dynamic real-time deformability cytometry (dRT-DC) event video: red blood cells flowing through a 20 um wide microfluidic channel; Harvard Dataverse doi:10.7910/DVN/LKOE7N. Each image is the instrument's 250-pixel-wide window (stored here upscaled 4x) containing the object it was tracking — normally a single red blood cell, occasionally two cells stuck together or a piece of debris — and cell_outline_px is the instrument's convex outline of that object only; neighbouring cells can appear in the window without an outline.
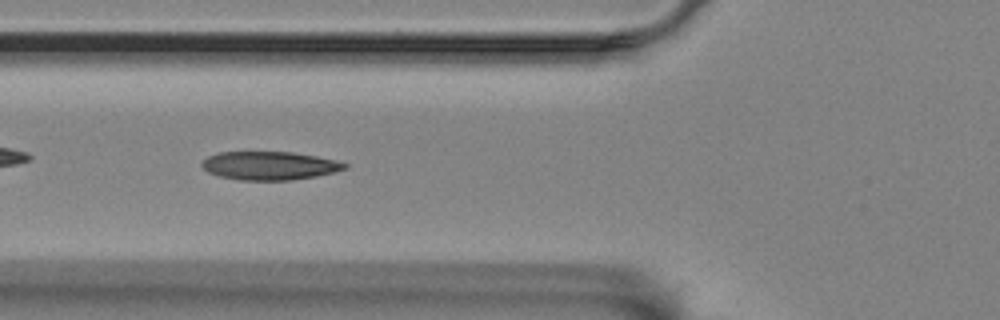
{"species": "Egyptian fruit bat (a non-hibernating species)", "species_latin": "Rousettus aegyptiacus", "temperature_condition": "room temperature", "stored_images_in_passage": 42, "camera_frame_rate_fps": 3000, "um_per_image_px": 0.085, "animal": {"sex": "female"}, "frame": {"image": 1, "passage_image": 6, "time_ms": 1.667, "image_size_px": [1000, 320], "cell_outline_px": [[348, 168], [316, 176], [292, 180], [240, 180], [220, 176], [208, 172], [200, 164], [208, 156], [220, 152], [292, 152], [316, 156], [336, 160], [348, 164]], "centroid_in_image_um": [22.92, 14.08], "position_along_channel_um": 102.9, "area_um2": 23.52}}
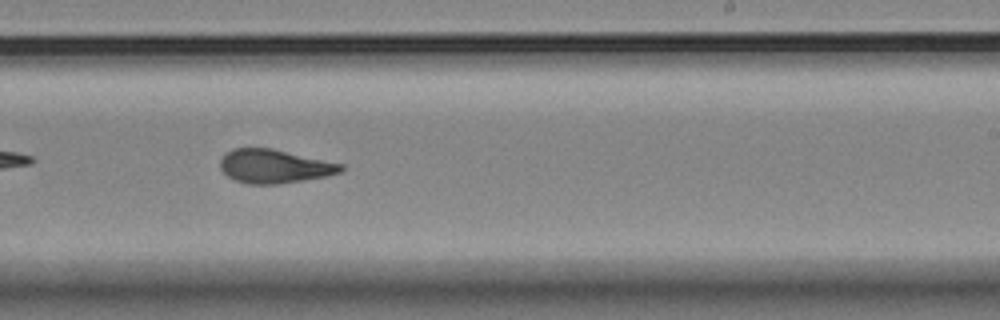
{"frame": {"image": 2, "passage_image": 20, "time_ms": 6.333, "image_size_px": [1000, 320], "cell_outline_px": [[344, 168], [340, 172], [324, 176], [280, 184], [248, 184], [236, 180], [228, 176], [220, 168], [220, 160], [232, 148], [272, 148], [344, 164]], "centroid_in_image_um": [23.32, 14.13], "position_along_channel_um": 265.7, "area_um2": 23.52}}
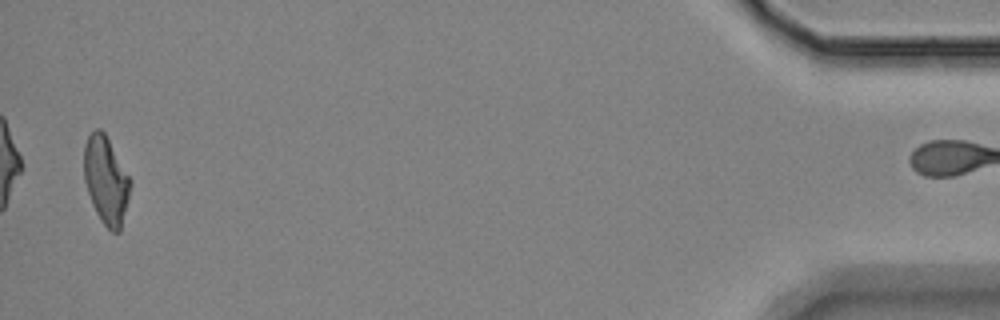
{"frame": {"image": 3, "passage_image": 41, "time_ms": 13.333, "image_size_px": [1000, 320], "cell_outline_px": [[132, 184], [120, 232], [112, 232], [100, 220], [92, 204], [84, 180], [84, 144], [88, 136], [96, 128], [100, 128], [104, 132], [132, 180]], "centroid_in_image_um": [9.02, 15.32], "position_along_channel_um": 426.2, "area_um2": 23.7}, "authors_computed_cell_mechanics": {"area_um2": 23.7847, "velocity_mm_per_s": 3.476, "shape_relaxation_time_tau1_ms": 8.7656, "shape_relaxation_time_tau2_ms": 2.1191, "deformation_change_tau1": 0.2107, "deformation_change_tau2": 0.0914}}